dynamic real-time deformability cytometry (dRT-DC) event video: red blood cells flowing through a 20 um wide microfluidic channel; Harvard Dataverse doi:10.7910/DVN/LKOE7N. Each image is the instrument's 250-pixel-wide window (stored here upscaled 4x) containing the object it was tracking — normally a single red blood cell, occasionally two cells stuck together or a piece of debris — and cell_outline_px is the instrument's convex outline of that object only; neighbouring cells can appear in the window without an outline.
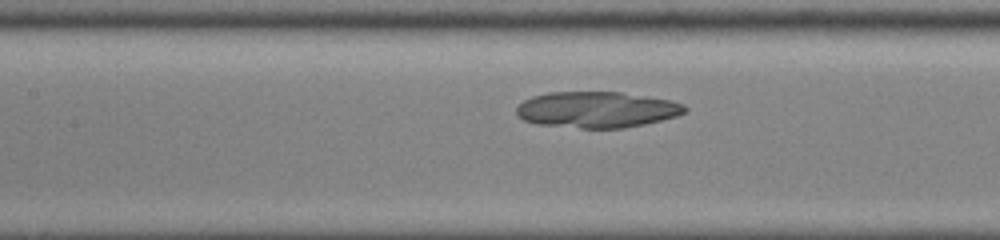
{"species": "common noctule bat (a hibernating species)", "species_latin": "Nyctalus noctula", "temperature_condition": "cold", "stored_images_in_passage": 38, "camera_frame_rate_fps": 3000, "um_per_image_px": 0.085, "animal": {"sex": "male", "body_mass_g": 13.0, "forearm_length_mm": 53.1}, "frame": {"image": 1, "passage_image": 10, "time_ms": 3.0, "image_size_px": [1000, 240], "cell_outline_px": [[688, 108], [684, 112], [676, 116], [644, 124], [624, 128], [580, 128], [536, 124], [524, 120], [516, 116], [516, 108], [524, 100], [532, 96], [548, 92], [620, 92], [672, 100], [684, 104]], "centroid_in_image_um": [50.71, 9.32], "position_along_channel_um": 156.7, "area_um2": 35.49}}
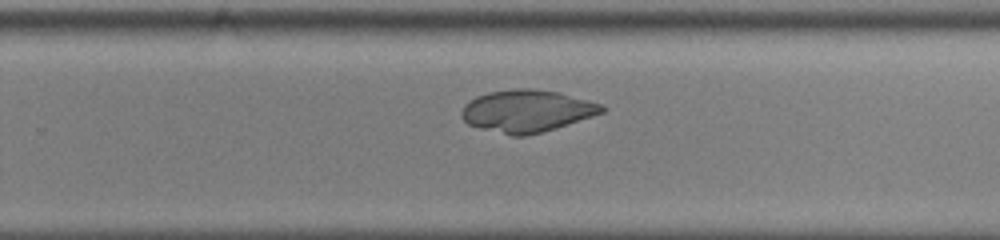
{"frame": {"image": 2, "passage_image": 20, "time_ms": 6.333, "image_size_px": [1000, 240], "cell_outline_px": [[608, 108], [604, 112], [592, 116], [540, 132], [524, 136], [512, 136], [480, 128], [468, 124], [460, 116], [460, 112], [464, 104], [476, 96], [488, 92], [516, 88], [532, 88], [560, 92], [604, 104]], "centroid_in_image_um": [44.78, 9.41], "position_along_channel_um": 285.0, "area_um2": 34.56}}
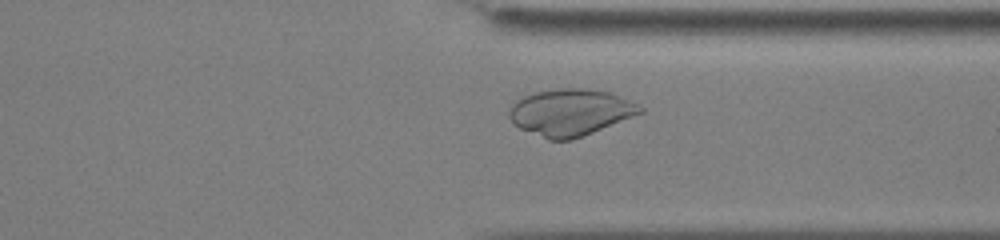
{"frame": {"image": 3, "passage_image": 26, "time_ms": 8.333, "image_size_px": [1000, 240], "cell_outline_px": [[644, 112], [572, 140], [548, 140], [520, 128], [508, 116], [508, 112], [512, 104], [516, 100], [524, 96], [536, 92], [560, 88], [588, 88], [608, 92], [636, 104], [644, 108]], "centroid_in_image_um": [48.46, 9.55], "position_along_channel_um": 362.9, "area_um2": 35.26}}